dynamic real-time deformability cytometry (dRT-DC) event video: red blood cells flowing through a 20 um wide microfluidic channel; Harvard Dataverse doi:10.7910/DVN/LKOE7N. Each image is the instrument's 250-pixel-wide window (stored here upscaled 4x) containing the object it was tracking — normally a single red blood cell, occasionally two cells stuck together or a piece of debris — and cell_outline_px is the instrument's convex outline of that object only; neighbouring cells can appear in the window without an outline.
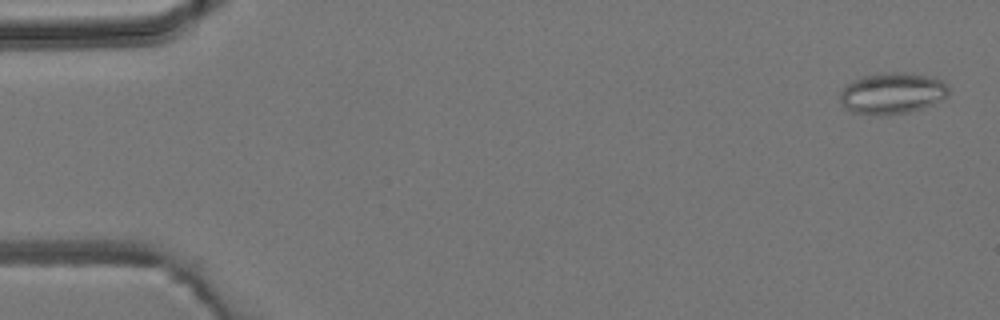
{"species": "common noctule bat (a hibernating species)", "species_latin": "Nyctalus noctula", "temperature_condition": "room temperature", "stored_images_in_passage": 4, "camera_frame_rate_fps": 3000, "um_per_image_px": 0.085, "animal": {"sex": "male", "body_mass_g": 19.2, "forearm_length_mm": 51.8}, "frame": {"image": 1, "passage_image": 1, "time_ms": 0.0, "image_size_px": [1000, 320], "cell_outline_px": [[948, 96], [924, 108], [908, 112], [888, 116], [880, 116], [852, 112], [844, 108], [840, 100], [840, 92], [852, 80], [864, 76], [880, 72], [904, 72], [928, 76], [944, 80], [948, 88]], "centroid_in_image_um": [75.83, 7.94], "position_along_channel_um": 9.2, "area_um2": 26.47}}